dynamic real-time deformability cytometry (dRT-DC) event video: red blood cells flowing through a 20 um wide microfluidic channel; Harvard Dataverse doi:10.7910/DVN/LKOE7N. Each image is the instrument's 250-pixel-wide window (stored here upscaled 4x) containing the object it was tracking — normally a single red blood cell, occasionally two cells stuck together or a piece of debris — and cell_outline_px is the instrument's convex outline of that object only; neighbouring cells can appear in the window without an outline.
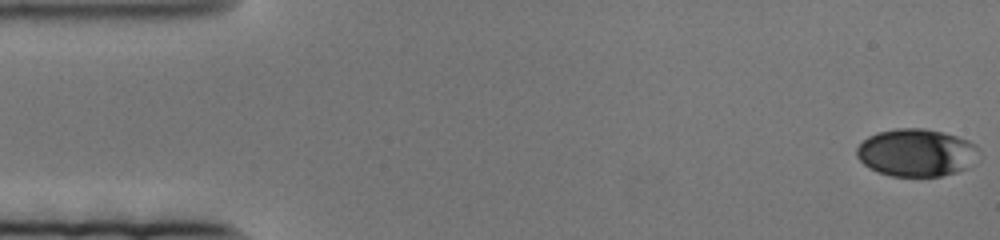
{"species": "human", "species_latin": "Homo sapiens", "temperature_condition": "cold", "stored_images_in_passage": 81, "camera_frame_rate_fps": 3000, "um_per_image_px": 0.085, "donor": {"sex": "female"}, "frame": {"image": 1, "passage_image": 1, "time_ms": 0.0, "image_size_px": [1000, 240], "cell_outline_px": [[980, 160], [968, 168], [956, 172], [940, 176], [892, 176], [876, 172], [868, 168], [856, 156], [856, 148], [868, 136], [876, 132], [896, 128], [924, 128], [944, 132], [968, 140], [976, 144], [980, 148]], "centroid_in_image_um": [77.94, 12.97], "position_along_channel_um": 7.1, "area_um2": 34.56}}
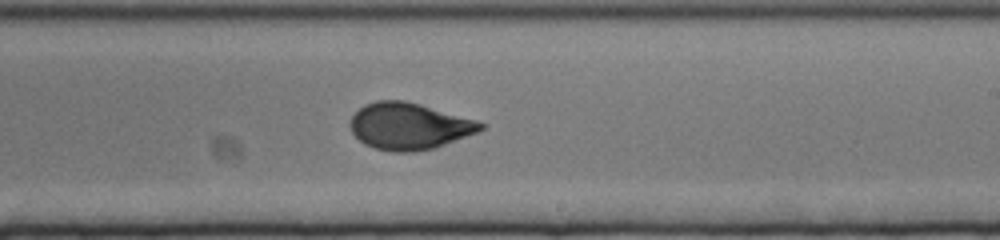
{"frame": {"image": 2, "passage_image": 47, "time_ms": 15.333, "image_size_px": [1000, 240], "cell_outline_px": [[484, 128], [480, 132], [432, 148], [412, 152], [396, 152], [376, 148], [364, 144], [352, 132], [348, 124], [352, 116], [364, 104], [376, 100], [404, 100], [420, 104], [476, 120], [484, 124]], "centroid_in_image_um": [34.76, 10.71], "position_along_channel_um": 254.2, "area_um2": 35.32}}
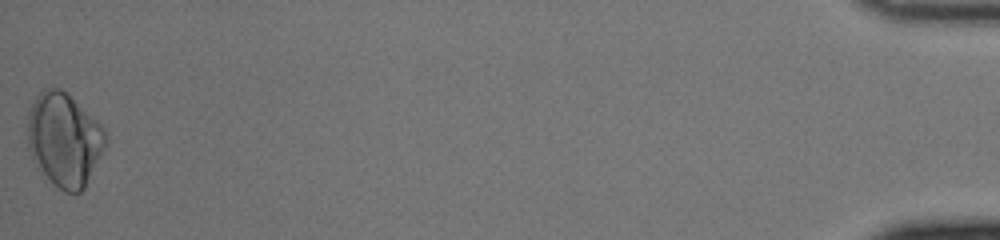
{"frame": {"image": 3, "passage_image": 81, "time_ms": 26.667, "image_size_px": [1000, 240], "cell_outline_px": [[108, 140], [84, 188], [80, 192], [64, 192], [36, 168], [28, 152], [28, 112], [36, 96], [44, 88], [60, 88], [96, 120], [104, 128]], "centroid_in_image_um": [5.43, 11.88], "position_along_channel_um": 429.8, "area_um2": 42.19}}